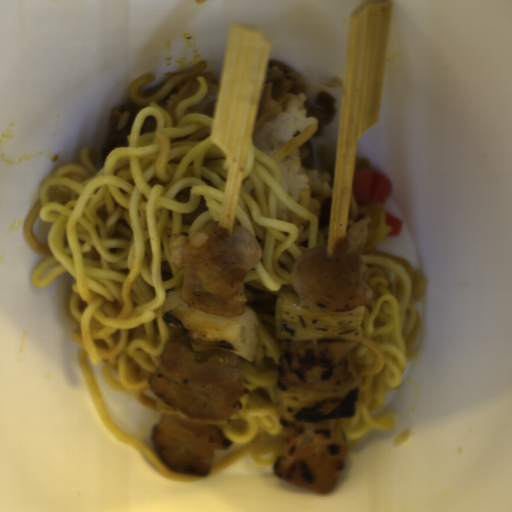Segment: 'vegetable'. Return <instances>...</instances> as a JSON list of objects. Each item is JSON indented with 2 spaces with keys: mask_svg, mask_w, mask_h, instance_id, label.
<instances>
[{
  "mask_svg": "<svg viewBox=\"0 0 512 512\" xmlns=\"http://www.w3.org/2000/svg\"><path fill=\"white\" fill-rule=\"evenodd\" d=\"M162 321L178 334L186 335L202 346H219L254 362L260 326L249 308L234 317L203 312L185 304L182 290L171 291L161 312Z\"/></svg>",
  "mask_w": 512,
  "mask_h": 512,
  "instance_id": "vegetable-1",
  "label": "vegetable"
},
{
  "mask_svg": "<svg viewBox=\"0 0 512 512\" xmlns=\"http://www.w3.org/2000/svg\"><path fill=\"white\" fill-rule=\"evenodd\" d=\"M298 294L281 293L273 316L276 338L298 341L356 340L362 341L363 306L336 313H311L300 307Z\"/></svg>",
  "mask_w": 512,
  "mask_h": 512,
  "instance_id": "vegetable-2",
  "label": "vegetable"
},
{
  "mask_svg": "<svg viewBox=\"0 0 512 512\" xmlns=\"http://www.w3.org/2000/svg\"><path fill=\"white\" fill-rule=\"evenodd\" d=\"M360 376L345 390L323 393L299 388L284 390L279 400V417L284 425L302 426L356 417L360 393Z\"/></svg>",
  "mask_w": 512,
  "mask_h": 512,
  "instance_id": "vegetable-3",
  "label": "vegetable"
},
{
  "mask_svg": "<svg viewBox=\"0 0 512 512\" xmlns=\"http://www.w3.org/2000/svg\"><path fill=\"white\" fill-rule=\"evenodd\" d=\"M156 410L164 415H171L187 424H211L215 425L218 429H222L228 427L230 425V420H214L208 418H192L184 415L183 413L177 411L176 409L169 406L166 402H164L161 398H157L155 403Z\"/></svg>",
  "mask_w": 512,
  "mask_h": 512,
  "instance_id": "vegetable-4",
  "label": "vegetable"
}]
</instances>
